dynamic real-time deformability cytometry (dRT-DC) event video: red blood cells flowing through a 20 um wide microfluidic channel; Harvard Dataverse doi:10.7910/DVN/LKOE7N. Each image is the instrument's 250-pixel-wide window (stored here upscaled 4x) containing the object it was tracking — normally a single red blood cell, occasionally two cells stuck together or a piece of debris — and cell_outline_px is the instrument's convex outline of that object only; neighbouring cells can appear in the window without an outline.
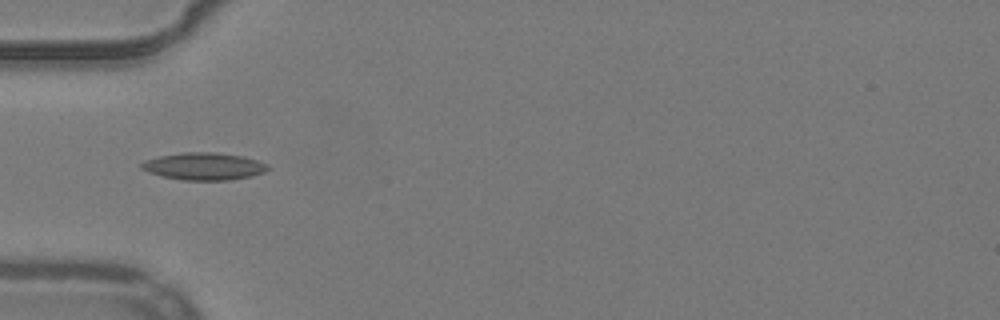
{"species": "common noctule bat (a hibernating species)", "species_latin": "Nyctalus noctula", "temperature_condition": "warm", "stored_images_in_passage": 37, "camera_frame_rate_fps": 3000, "um_per_image_px": 0.085, "animal": {"sex": "male", "body_mass_g": 19.2, "forearm_length_mm": 51.8}, "frame": {"image": 1, "passage_image": 2, "time_ms": 0.333, "image_size_px": [1000, 320], "cell_outline_px": [[272, 168], [264, 172], [252, 176], [228, 180], [184, 180], [164, 176], [148, 172], [140, 168], [140, 164], [144, 160], [160, 156], [184, 152], [212, 152], [244, 156], [268, 164]], "centroid_in_image_um": [17.36, 14.13], "position_along_channel_um": 67.6, "area_um2": 20.11}}
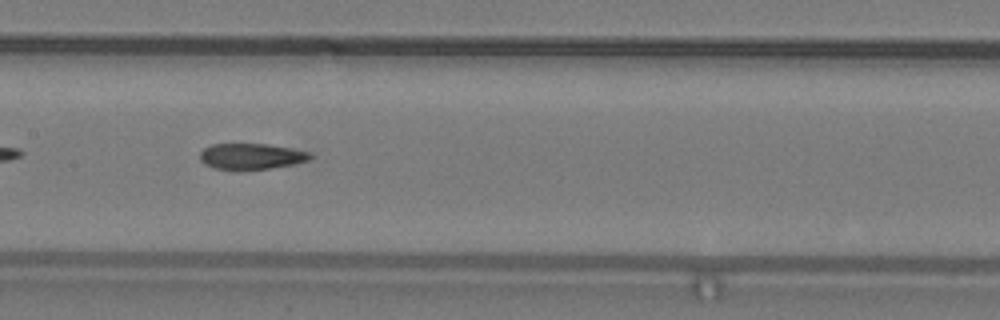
{"frame": {"image": 2, "passage_image": 11, "time_ms": 3.333, "image_size_px": [1000, 320], "cell_outline_px": [[312, 156], [308, 160], [292, 164], [268, 168], [236, 172], [232, 172], [212, 168], [204, 164], [200, 160], [200, 152], [204, 148], [212, 144], [268, 144], [308, 152]], "centroid_in_image_um": [21.25, 13.32], "position_along_channel_um": 186.2, "area_um2": 16.94}}
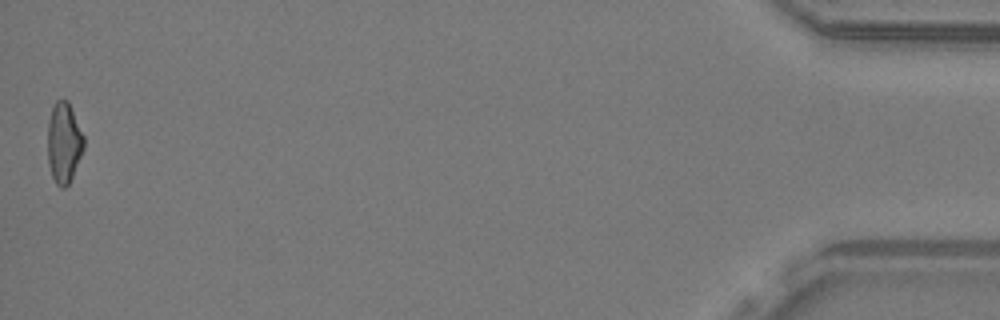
{"frame": {"image": 3, "passage_image": 37, "time_ms": 12.0, "image_size_px": [1000, 320], "cell_outline_px": [[84, 148], [72, 176], [68, 184], [64, 188], [60, 188], [56, 184], [52, 176], [48, 164], [48, 120], [52, 108], [56, 100], [68, 100], [84, 136]], "centroid_in_image_um": [5.42, 12.13], "position_along_channel_um": 429.8, "area_um2": 16.94}, "authors_computed_cell_mechanics": {"area_um2": 17.2822, "velocity_mm_per_s": 3.9279, "shape_relaxation_time_tau1_ms": null, "shape_relaxation_time_tau2_ms": 3.2987, "deformation_change_tau1": null, "deformation_change_tau2": 0.1183}}